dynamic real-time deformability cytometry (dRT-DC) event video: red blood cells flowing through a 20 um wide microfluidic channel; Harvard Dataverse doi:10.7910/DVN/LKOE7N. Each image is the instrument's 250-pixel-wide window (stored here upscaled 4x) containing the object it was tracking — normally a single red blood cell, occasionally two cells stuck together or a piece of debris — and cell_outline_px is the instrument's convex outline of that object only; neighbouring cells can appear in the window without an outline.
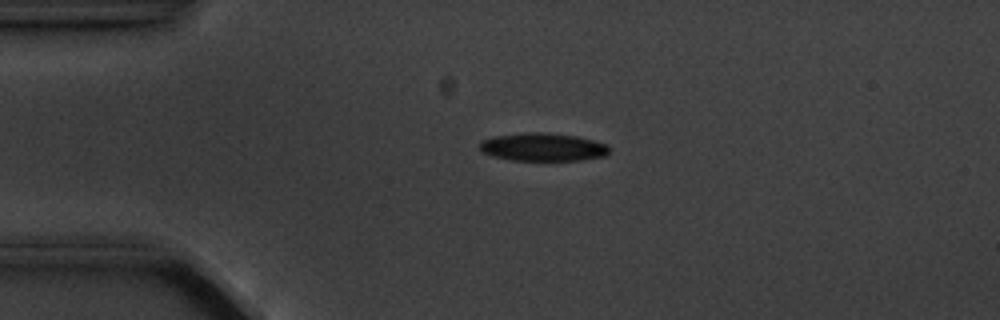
{"species": "common noctule bat (a hibernating species)", "species_latin": "Nyctalus noctula", "temperature_condition": "cold", "stored_images_in_passage": 3, "camera_frame_rate_fps": 3000, "um_per_image_px": 0.085, "animal": {"sex": "male", "body_mass_g": 20.1, "forearm_length_mm": 53.5}, "frame": {"image": 1, "passage_image": 2, "time_ms": 1.333, "image_size_px": [1000, 320], "cell_outline_px": [[608, 152], [604, 156], [584, 160], [512, 160], [496, 156], [484, 152], [480, 148], [480, 144], [484, 140], [496, 136], [528, 132], [544, 132], [576, 136], [592, 140], [604, 144], [608, 148]], "centroid_in_image_um": [46.17, 12.5], "position_along_channel_um": 38.8, "area_um2": 20.69}}